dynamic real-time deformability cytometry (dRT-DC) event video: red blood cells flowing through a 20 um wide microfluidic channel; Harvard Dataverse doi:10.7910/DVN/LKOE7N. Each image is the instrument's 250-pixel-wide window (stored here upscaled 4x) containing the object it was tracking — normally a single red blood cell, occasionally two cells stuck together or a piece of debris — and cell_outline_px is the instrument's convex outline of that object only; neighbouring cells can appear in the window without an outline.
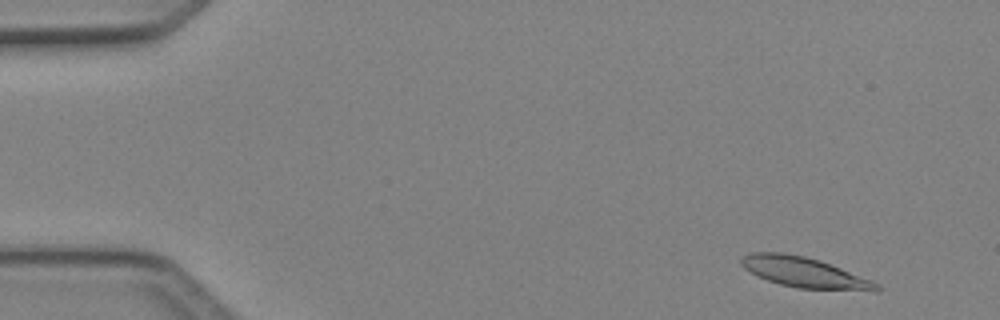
{"species": "Egyptian fruit bat (a non-hibernating species)", "species_latin": "Rousettus aegyptiacus", "temperature_condition": "cold", "stored_images_in_passage": 48, "camera_frame_rate_fps": 3000, "um_per_image_px": 0.085, "animal": {"sex": "female"}, "frame": {"image": 1, "passage_image": 3, "time_ms": 0.667, "image_size_px": [1000, 320], "cell_outline_px": [[880, 292], [876, 292], [796, 288], [780, 284], [756, 276], [744, 268], [740, 264], [740, 260], [748, 252], [784, 252], [804, 256], [820, 260], [872, 280], [880, 284]], "centroid_in_image_um": [68.41, 23.17], "position_along_channel_um": 16.6, "area_um2": 24.33}}
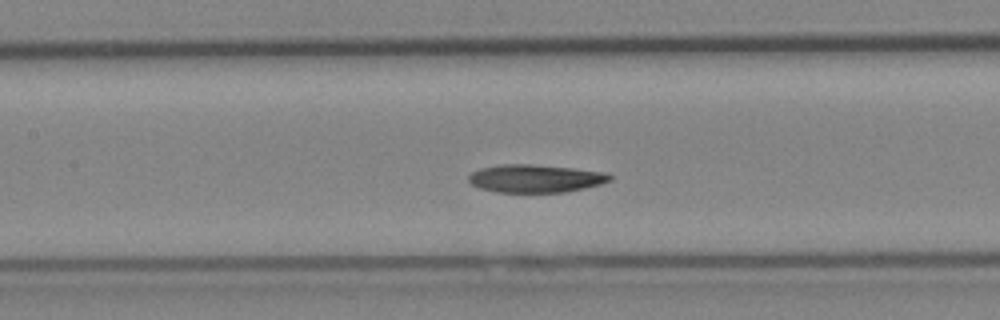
{"frame": {"image": 2, "passage_image": 22, "time_ms": 7.0, "image_size_px": [1000, 320], "cell_outline_px": [[612, 180], [600, 184], [584, 188], [564, 192], [496, 192], [480, 188], [472, 184], [468, 180], [468, 176], [472, 172], [480, 168], [500, 164], [532, 164], [572, 168], [608, 172], [612, 176]], "centroid_in_image_um": [45.52, 15.16], "position_along_channel_um": 161.9, "area_um2": 23.06}}
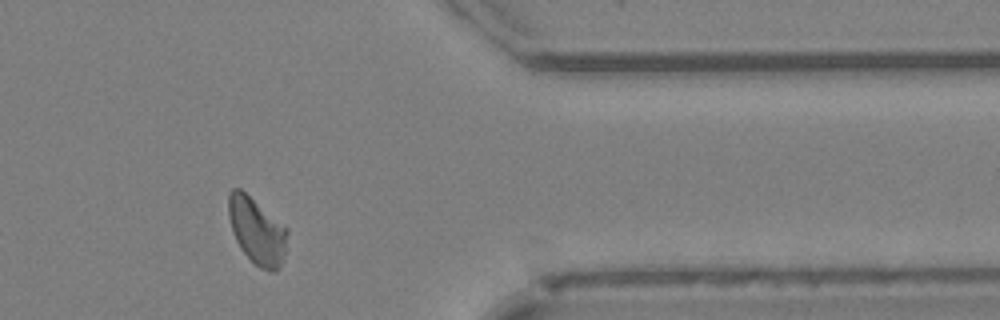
{"frame": {"image": 3, "passage_image": 40, "time_ms": 13.0, "image_size_px": [1000, 320], "cell_outline_px": [[288, 232], [284, 260], [276, 272], [268, 272], [260, 268], [240, 248], [236, 240], [228, 216], [228, 192], [232, 188], [240, 188], [288, 228]], "centroid_in_image_um": [21.85, 19.63], "position_along_channel_um": 389.5, "area_um2": 22.83}, "authors_computed_cell_mechanics": {"area_um2": 23.1778, "velocity_mm_per_s": 4.0837, "shape_relaxation_time_tau1_ms": 3.9496, "shape_relaxation_time_tau2_ms": 5.6949, "deformation_change_tau1": 0.1489, "deformation_change_tau2": 0.1127}}